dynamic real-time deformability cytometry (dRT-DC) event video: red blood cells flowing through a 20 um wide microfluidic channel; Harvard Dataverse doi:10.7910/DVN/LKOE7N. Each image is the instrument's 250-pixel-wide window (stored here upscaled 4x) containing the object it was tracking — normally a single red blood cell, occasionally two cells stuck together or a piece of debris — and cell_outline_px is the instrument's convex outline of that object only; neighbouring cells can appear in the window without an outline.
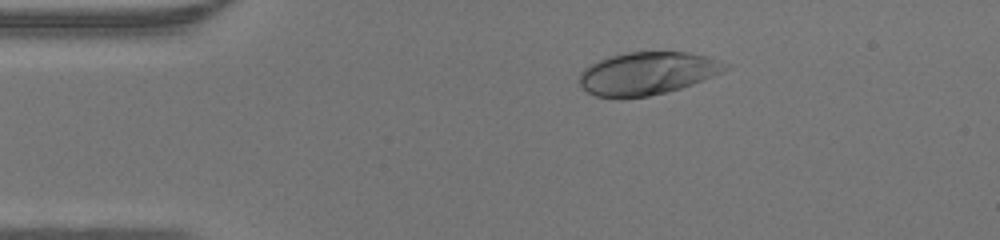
{"species": "human", "species_latin": "Homo sapiens", "temperature_condition": "warm", "stored_images_in_passage": 39, "camera_frame_rate_fps": 3000, "um_per_image_px": 0.085, "donor": {"sex": "male"}, "frame": {"image": 1, "passage_image": 1, "time_ms": 0.0, "image_size_px": [1000, 240], "cell_outline_px": [[732, 64], [728, 68], [712, 76], [692, 84], [680, 88], [648, 96], [620, 100], [596, 96], [588, 92], [580, 84], [580, 72], [588, 64], [608, 56], [628, 52], [688, 52], [708, 56]], "centroid_in_image_um": [54.99, 6.24], "position_along_channel_um": 30.0, "area_um2": 36.7}}
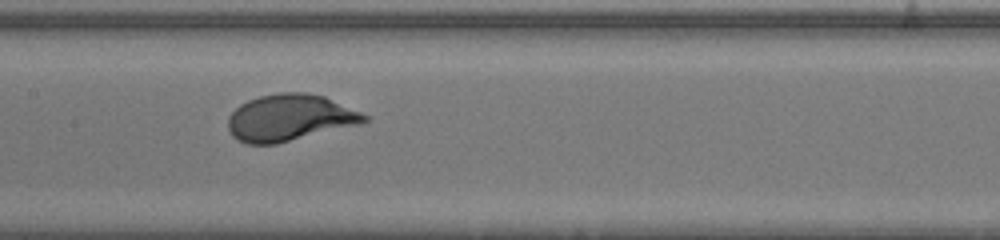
{"frame": {"image": 2, "passage_image": 15, "time_ms": 4.667, "image_size_px": [1000, 240], "cell_outline_px": [[368, 120], [360, 124], [276, 144], [248, 144], [236, 140], [232, 136], [228, 128], [228, 116], [240, 104], [248, 100], [260, 96], [280, 92], [308, 92], [324, 96], [360, 112], [368, 116]], "centroid_in_image_um": [24.6, 10.01], "position_along_channel_um": 182.8, "area_um2": 36.99}}
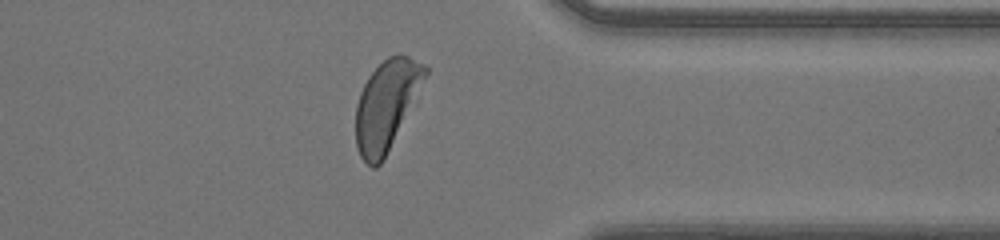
{"frame": {"image": 3, "passage_image": 29, "time_ms": 9.333, "image_size_px": [1000, 240], "cell_outline_px": [[428, 72], [380, 164], [376, 168], [372, 168], [360, 156], [356, 148], [356, 104], [360, 92], [368, 76], [388, 56], [400, 52], [424, 64], [428, 68]], "centroid_in_image_um": [32.81, 8.88], "position_along_channel_um": 378.6, "area_um2": 35.14}}